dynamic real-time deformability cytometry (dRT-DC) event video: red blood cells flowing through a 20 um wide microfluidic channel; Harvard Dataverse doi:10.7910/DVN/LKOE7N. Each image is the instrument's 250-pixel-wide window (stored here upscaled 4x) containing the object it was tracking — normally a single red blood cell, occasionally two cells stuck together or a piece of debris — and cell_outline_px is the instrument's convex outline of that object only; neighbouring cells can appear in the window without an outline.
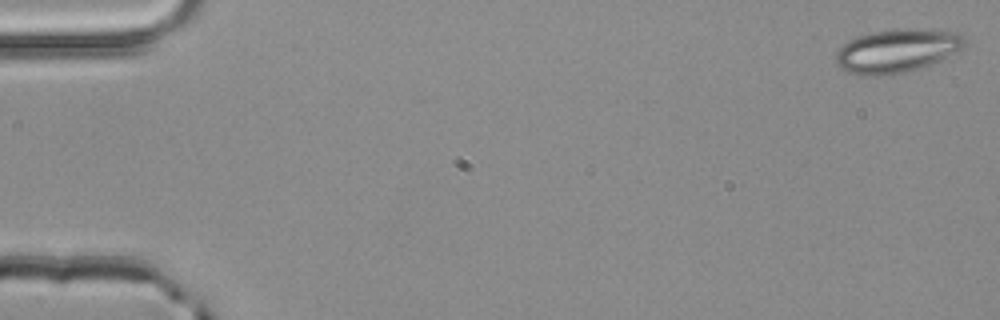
{"species": "common noctule bat (a hibernating species)", "species_latin": "Nyctalus noctula", "temperature_condition": "room temperature", "stored_images_in_passage": 51, "camera_frame_rate_fps": 3000, "um_per_image_px": 0.085, "animal": {"sex": "male", "body_mass_g": 20.4}, "frame": {"image": 1, "passage_image": 1, "time_ms": 0.0, "image_size_px": [1000, 320], "cell_outline_px": [[968, 44], [964, 48], [928, 64], [904, 72], [880, 76], [868, 76], [852, 72], [840, 68], [836, 64], [836, 52], [848, 40], [872, 32], [904, 28], [960, 32], [964, 36]], "centroid_in_image_um": [76.25, 4.3], "position_along_channel_um": 8.7, "area_um2": 32.19}}
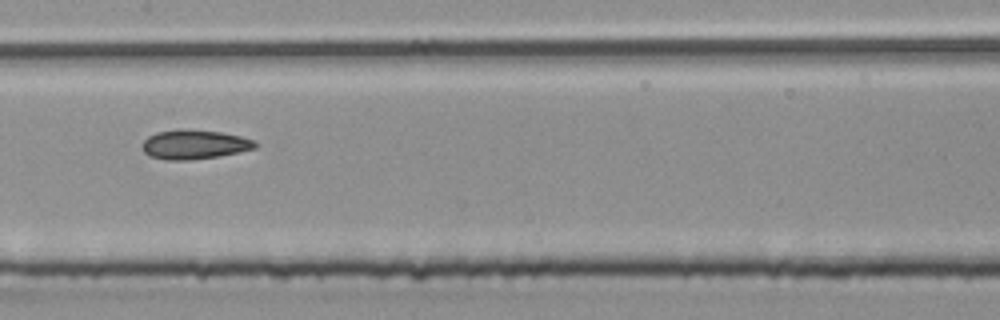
{"frame": {"image": 2, "passage_image": 26, "time_ms": 8.333, "image_size_px": [1000, 320], "cell_outline_px": [[256, 148], [240, 152], [220, 156], [192, 160], [164, 160], [152, 156], [144, 152], [140, 148], [140, 144], [148, 136], [156, 132], [180, 128], [224, 132], [256, 140]], "centroid_in_image_um": [16.5, 12.27], "position_along_channel_um": 190.9, "area_um2": 19.71}}
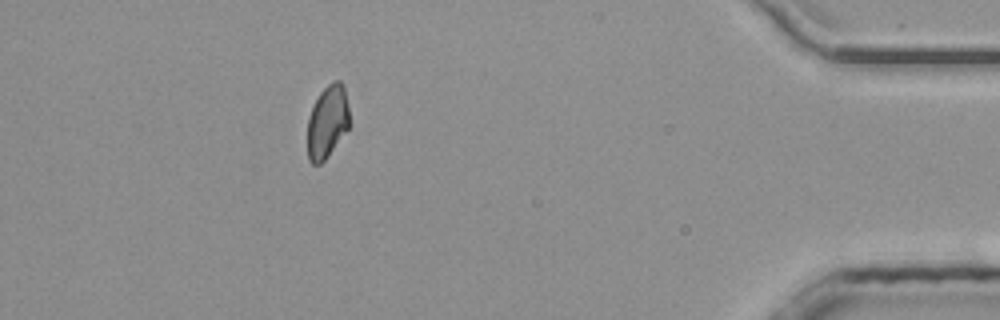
{"frame": {"image": 3, "passage_image": 46, "time_ms": 15.0, "image_size_px": [1000, 320], "cell_outline_px": [[348, 128], [328, 156], [320, 164], [312, 164], [308, 160], [308, 116], [320, 92], [332, 80], [340, 80], [344, 84], [348, 104]], "centroid_in_image_um": [27.82, 10.33], "position_along_channel_um": 407.4, "area_um2": 17.74}, "authors_computed_cell_mechanics": {"area_um2": 19.1318, "velocity_mm_per_s": 4.0639, "shape_relaxation_time_tau1_ms": null, "shape_relaxation_time_tau2_ms": 8.8865, "deformation_change_tau1": null, "deformation_change_tau2": 0.133}}